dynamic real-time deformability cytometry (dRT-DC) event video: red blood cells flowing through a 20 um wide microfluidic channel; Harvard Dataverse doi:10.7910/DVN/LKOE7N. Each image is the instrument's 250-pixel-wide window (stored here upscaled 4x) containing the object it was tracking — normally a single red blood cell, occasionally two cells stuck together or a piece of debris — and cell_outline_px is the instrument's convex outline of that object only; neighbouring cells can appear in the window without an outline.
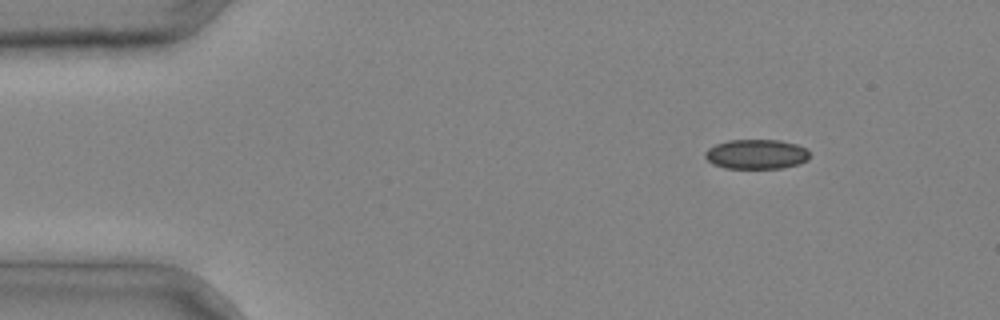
{"species": "common noctule bat (a hibernating species)", "species_latin": "Nyctalus noctula", "temperature_condition": "cold", "stored_images_in_passage": 3, "camera_frame_rate_fps": 3000, "um_per_image_px": 0.085, "animal": {"sex": "male", "body_mass_g": 20.4}, "frame": {"image": 1, "passage_image": 1, "time_ms": 0.0, "image_size_px": [1000, 320], "cell_outline_px": [[808, 160], [800, 164], [784, 168], [724, 168], [712, 164], [704, 156], [704, 152], [708, 148], [716, 144], [728, 140], [780, 140], [796, 144], [808, 148]], "centroid_in_image_um": [64.3, 13.11], "position_along_channel_um": 20.7, "area_um2": 18.26}}
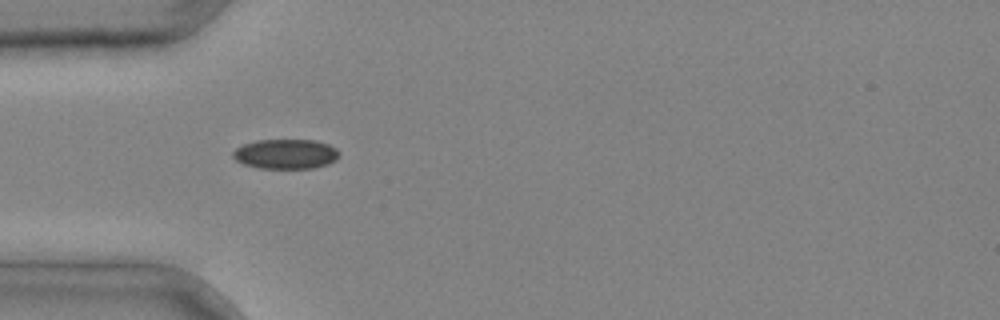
{"frame": {"image": 2, "passage_image": 3, "time_ms": 0.667, "image_size_px": [1000, 320], "cell_outline_px": [[340, 156], [336, 160], [328, 164], [312, 168], [260, 168], [244, 164], [236, 160], [232, 156], [232, 152], [236, 148], [244, 144], [256, 140], [316, 140], [328, 144], [336, 148], [340, 152]], "centroid_in_image_um": [24.31, 13.08], "position_along_channel_um": 60.7, "area_um2": 18.5}}